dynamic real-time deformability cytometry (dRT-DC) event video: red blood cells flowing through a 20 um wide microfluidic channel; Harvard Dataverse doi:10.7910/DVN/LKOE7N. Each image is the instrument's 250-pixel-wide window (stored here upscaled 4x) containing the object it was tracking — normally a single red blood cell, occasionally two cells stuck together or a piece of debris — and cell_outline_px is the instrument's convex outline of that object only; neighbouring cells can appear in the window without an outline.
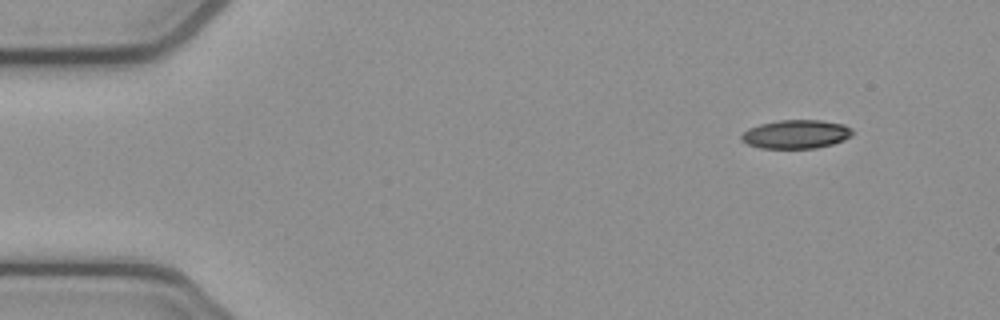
{"species": "common noctule bat (a hibernating species)", "species_latin": "Nyctalus noctula", "temperature_condition": "cold", "stored_images_in_passage": 2, "camera_frame_rate_fps": 3000, "um_per_image_px": 0.085, "animal": {"sex": "female", "body_mass_g": 21.9}, "frame": {"image": 1, "passage_image": 2, "time_ms": 0.333, "image_size_px": [1000, 320], "cell_outline_px": [[852, 136], [844, 140], [832, 144], [816, 148], [760, 148], [748, 144], [740, 140], [740, 136], [748, 128], [760, 124], [776, 120], [820, 120], [844, 124], [852, 128]], "centroid_in_image_um": [67.66, 11.4], "position_along_channel_um": 17.3, "area_um2": 18.67}}